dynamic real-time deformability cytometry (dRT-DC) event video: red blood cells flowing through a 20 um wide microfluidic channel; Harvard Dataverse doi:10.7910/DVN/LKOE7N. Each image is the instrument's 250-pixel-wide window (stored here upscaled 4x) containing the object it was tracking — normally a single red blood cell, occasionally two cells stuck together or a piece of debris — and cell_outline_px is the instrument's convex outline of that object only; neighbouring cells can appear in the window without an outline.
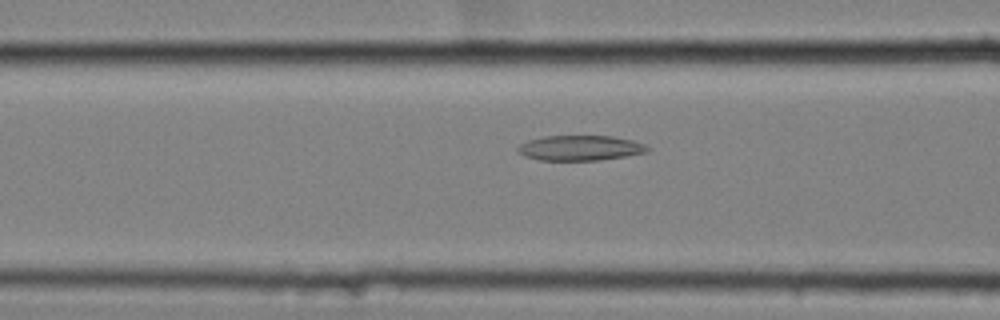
{"species": "common noctule bat (a hibernating species)", "species_latin": "Nyctalus noctula", "temperature_condition": "cold", "stored_images_in_passage": 36, "camera_frame_rate_fps": 3000, "um_per_image_px": 0.085, "animal": {"sex": "female", "body_mass_g": 25.1}, "frame": {"image": 1, "passage_image": 7, "time_ms": 2.0, "image_size_px": [1000, 320], "cell_outline_px": [[652, 148], [648, 152], [600, 160], [540, 160], [524, 156], [516, 152], [516, 148], [520, 144], [528, 140], [544, 136], [612, 136], [632, 140], [644, 144]], "centroid_in_image_um": [49.3, 12.57], "position_along_channel_um": 117.3, "area_um2": 19.07}}
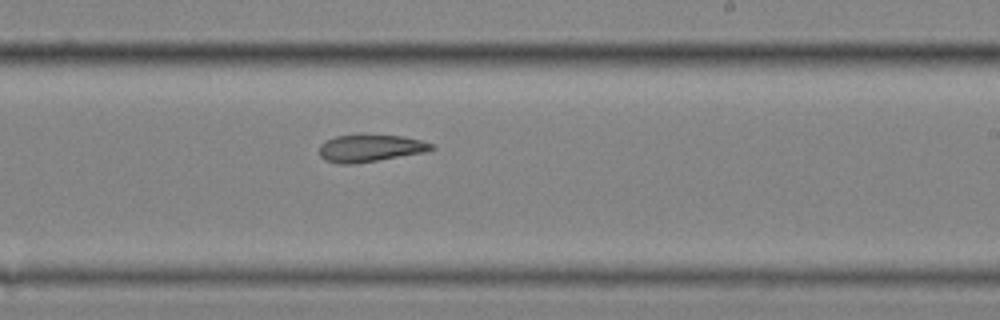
{"frame": {"image": 2, "passage_image": 19, "time_ms": 6.0, "image_size_px": [1000, 320], "cell_outline_px": [[436, 148], [424, 152], [352, 164], [340, 164], [324, 160], [320, 156], [320, 144], [324, 140], [336, 136], [404, 136], [420, 140], [432, 144]], "centroid_in_image_um": [31.43, 12.61], "position_along_channel_um": 257.6, "area_um2": 17.34}}
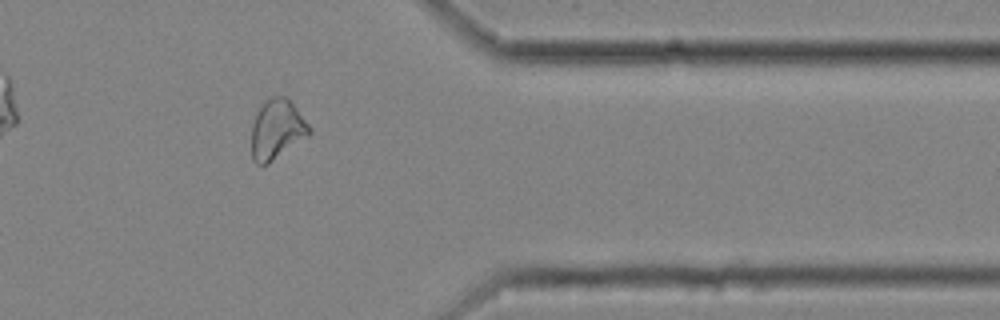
{"frame": {"image": 3, "passage_image": 31, "time_ms": 10.0, "image_size_px": [1000, 320], "cell_outline_px": [[312, 132], [308, 136], [268, 164], [256, 164], [252, 160], [252, 124], [260, 108], [272, 96], [288, 96], [312, 128]], "centroid_in_image_um": [23.57, 11.0], "position_along_channel_um": 387.8, "area_um2": 20.06}}